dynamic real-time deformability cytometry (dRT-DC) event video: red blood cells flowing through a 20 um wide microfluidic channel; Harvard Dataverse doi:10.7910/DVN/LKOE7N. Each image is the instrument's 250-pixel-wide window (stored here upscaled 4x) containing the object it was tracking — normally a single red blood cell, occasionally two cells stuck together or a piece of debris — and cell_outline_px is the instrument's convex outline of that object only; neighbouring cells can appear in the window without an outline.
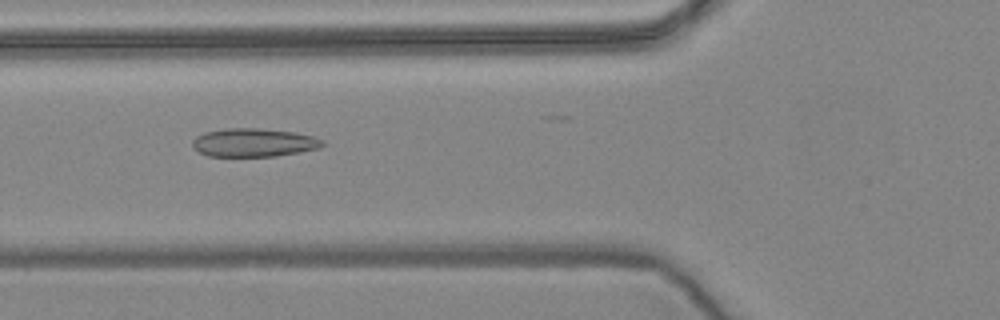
{"species": "common noctule bat (a hibernating species)", "species_latin": "Nyctalus noctula", "temperature_condition": "warm", "stored_images_in_passage": 56, "camera_frame_rate_fps": 3000, "um_per_image_px": 0.085, "animal": {"sex": "female", "body_mass_g": 24.6, "forearm_length_mm": 56.2}, "frame": {"image": 1, "passage_image": 21, "time_ms": 6.667, "image_size_px": [1000, 320], "cell_outline_px": [[324, 144], [320, 148], [300, 152], [276, 156], [208, 156], [192, 148], [192, 140], [196, 136], [204, 132], [224, 128], [256, 128], [296, 132], [312, 136], [324, 140]], "centroid_in_image_um": [21.56, 12.11], "position_along_channel_um": 104.2, "area_um2": 21.68}}
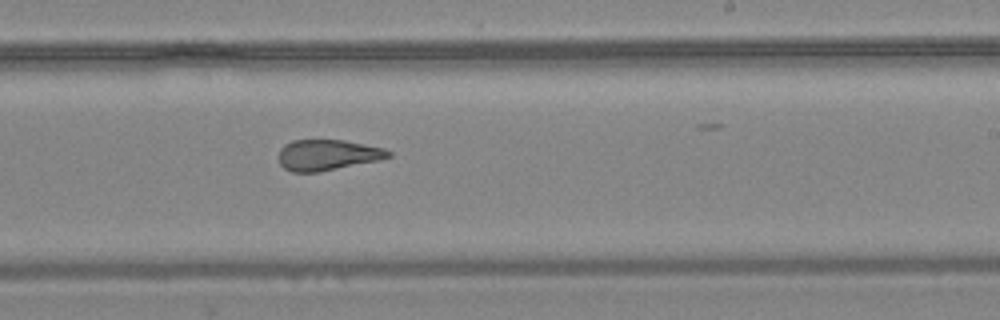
{"frame": {"image": 2, "passage_image": 34, "time_ms": 11.0, "image_size_px": [1000, 320], "cell_outline_px": [[392, 156], [380, 160], [320, 172], [292, 172], [284, 168], [280, 164], [276, 156], [280, 148], [284, 144], [292, 140], [344, 140], [384, 148], [392, 152]], "centroid_in_image_um": [27.81, 13.17], "position_along_channel_um": 261.2, "area_um2": 20.0}}
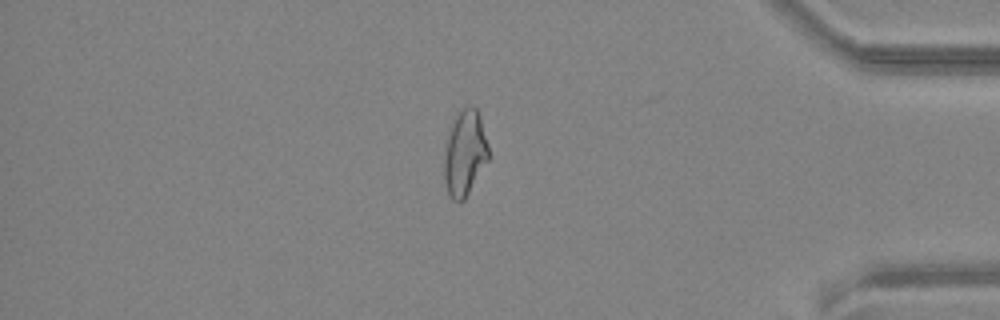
{"frame": {"image": 3, "passage_image": 48, "time_ms": 15.667, "image_size_px": [1000, 320], "cell_outline_px": [[488, 160], [464, 200], [452, 200], [448, 192], [444, 180], [444, 148], [452, 116], [468, 104], [472, 104], [476, 108], [480, 116], [488, 144]], "centroid_in_image_um": [39.48, 12.94], "position_along_channel_um": 395.7, "area_um2": 22.43}, "authors_computed_cell_mechanics": {"area_um2": 22.3975, "velocity_mm_per_s": 3.6124, "shape_relaxation_time_tau1_ms": null, "shape_relaxation_time_tau2_ms": 1.7889, "deformation_change_tau1": null, "deformation_change_tau2": 0.0914}}